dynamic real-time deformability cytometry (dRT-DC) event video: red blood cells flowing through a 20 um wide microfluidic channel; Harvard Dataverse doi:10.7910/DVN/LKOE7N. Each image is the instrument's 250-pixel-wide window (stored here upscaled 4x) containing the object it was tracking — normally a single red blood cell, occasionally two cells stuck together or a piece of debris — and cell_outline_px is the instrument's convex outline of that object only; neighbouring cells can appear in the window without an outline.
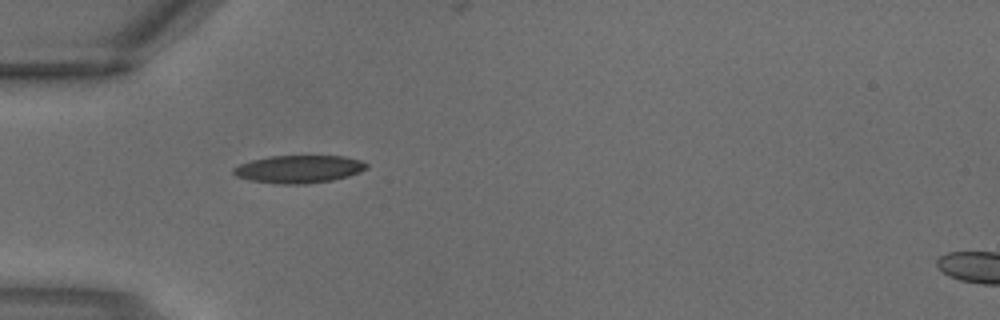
{"species": "common noctule bat (a hibernating species)", "species_latin": "Nyctalus noctula", "temperature_condition": "warm", "stored_images_in_passage": 1, "camera_frame_rate_fps": 3000, "um_per_image_px": 0.085, "animal": {"sex": "male", "body_mass_g": 18.8}, "frame": {"image": 1, "passage_image": 1, "time_ms": 0.0, "image_size_px": [1000, 320], "cell_outline_px": [[368, 168], [360, 172], [348, 176], [332, 180], [304, 184], [280, 184], [252, 180], [236, 176], [232, 172], [232, 168], [240, 164], [252, 160], [268, 156], [344, 156], [360, 160], [368, 164]], "centroid_in_image_um": [25.41, 14.37], "position_along_channel_um": 59.6, "area_um2": 21.44}}